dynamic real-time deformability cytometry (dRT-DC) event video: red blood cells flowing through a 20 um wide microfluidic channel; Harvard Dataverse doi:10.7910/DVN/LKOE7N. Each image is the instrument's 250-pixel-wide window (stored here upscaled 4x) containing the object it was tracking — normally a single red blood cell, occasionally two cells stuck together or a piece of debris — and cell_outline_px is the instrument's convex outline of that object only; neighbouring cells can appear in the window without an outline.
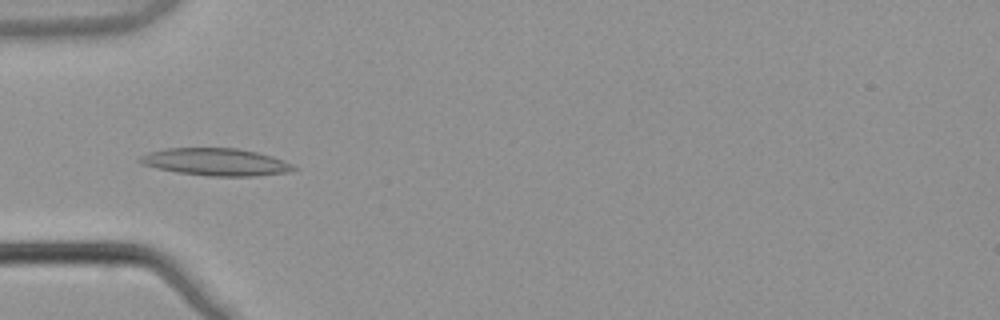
{"species": "common noctule bat (a hibernating species)", "species_latin": "Nyctalus noctula", "temperature_condition": "warm", "stored_images_in_passage": 6, "camera_frame_rate_fps": 3000, "um_per_image_px": 0.085, "animal": {"sex": "male", "body_mass_g": 21.5, "forearm_length_mm": 52.0}, "frame": {"image": 1, "passage_image": 4, "time_ms": 1.0, "image_size_px": [1000, 320], "cell_outline_px": [[300, 168], [288, 172], [256, 176], [208, 176], [176, 172], [156, 168], [140, 164], [136, 160], [140, 156], [148, 152], [164, 148], [236, 148], [256, 152], [272, 156], [284, 160]], "centroid_in_image_um": [18.32, 13.77], "position_along_channel_um": 66.7, "area_um2": 24.74}}
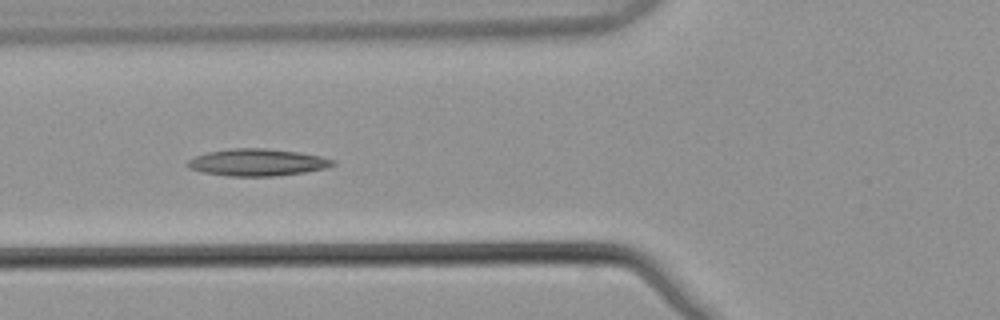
{"frame": {"image": 2, "passage_image": 5, "time_ms": 1.333, "image_size_px": [1000, 320], "cell_outline_px": [[336, 164], [324, 168], [304, 172], [276, 176], [228, 176], [204, 172], [188, 168], [184, 164], [188, 160], [196, 156], [208, 152], [232, 148], [264, 148], [296, 152], [320, 156], [336, 160]], "centroid_in_image_um": [21.85, 13.8], "position_along_channel_um": 103.9, "area_um2": 22.77}}
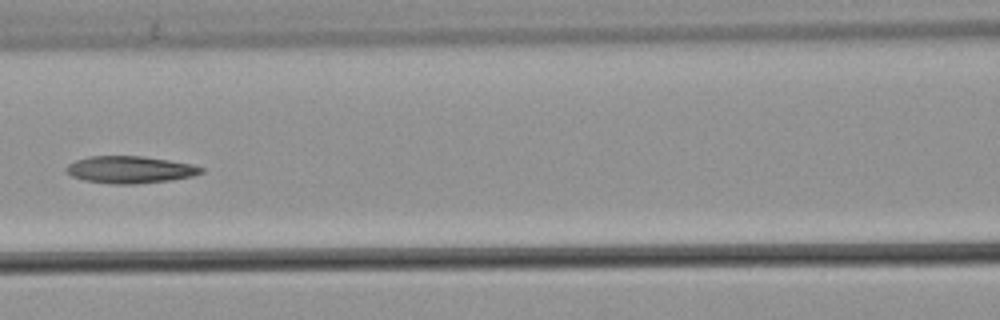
{"frame": {"image": 3, "passage_image": 6, "time_ms": 1.667, "image_size_px": [1000, 320], "cell_outline_px": [[204, 172], [192, 176], [172, 180], [136, 184], [112, 184], [84, 180], [72, 176], [64, 172], [64, 168], [68, 164], [76, 160], [88, 156], [144, 156], [192, 164], [204, 168]], "centroid_in_image_um": [11.03, 14.42], "position_along_channel_um": 155.6, "area_um2": 21.5}}